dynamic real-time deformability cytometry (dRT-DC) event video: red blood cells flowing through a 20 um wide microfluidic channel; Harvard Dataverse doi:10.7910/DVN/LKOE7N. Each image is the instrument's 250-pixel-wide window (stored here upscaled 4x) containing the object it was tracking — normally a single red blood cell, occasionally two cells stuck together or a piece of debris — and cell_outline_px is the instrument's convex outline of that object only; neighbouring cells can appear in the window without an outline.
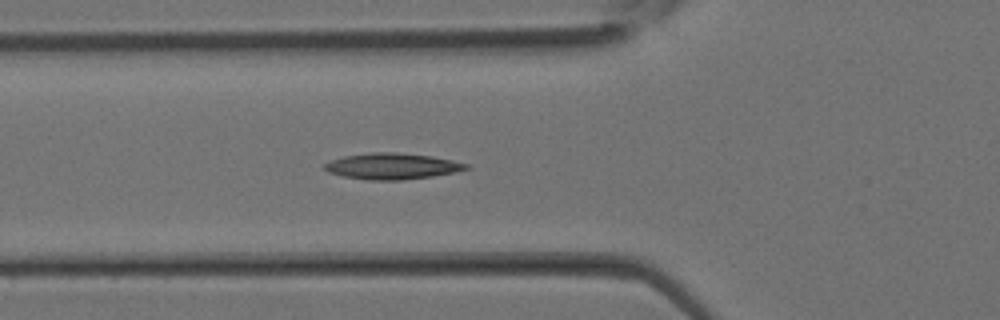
{"species": "Egyptian fruit bat (a non-hibernating species)", "species_latin": "Rousettus aegyptiacus", "temperature_condition": "room temperature", "stored_images_in_passage": 33, "segment_of_instrument_passage": [1, 2], "camera_frame_rate_fps": 3000, "um_per_image_px": 0.085, "animal": {"sex": "female"}, "frame": {"image": 1, "passage_image": 11, "time_ms": 3.333, "image_size_px": [1000, 320], "cell_outline_px": [[472, 168], [432, 176], [400, 180], [368, 180], [344, 176], [328, 172], [324, 168], [324, 164], [332, 160], [344, 156], [372, 152], [396, 152], [432, 156], [452, 160], [468, 164]], "centroid_in_image_um": [33.33, 14.12], "position_along_channel_um": 92.5, "area_um2": 21.39}}
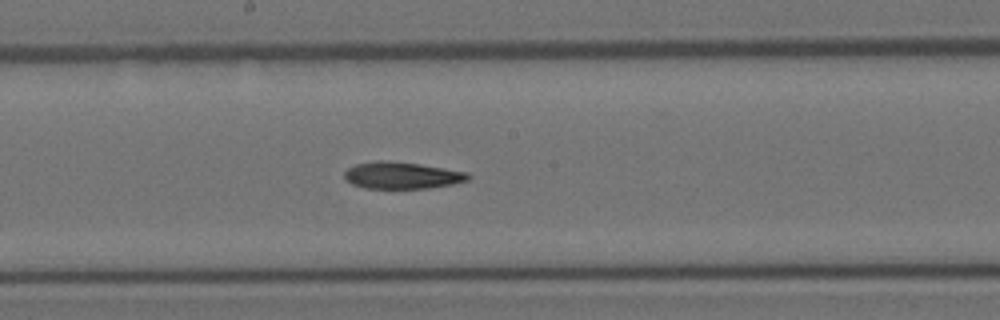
{"frame": {"image": 2, "passage_image": 17, "time_ms": 5.333, "image_size_px": [1000, 320], "cell_outline_px": [[472, 176], [468, 180], [452, 184], [428, 188], [364, 188], [352, 184], [344, 180], [344, 172], [348, 168], [356, 164], [376, 160], [380, 160], [420, 164], [468, 172]], "centroid_in_image_um": [34.15, 14.91], "position_along_channel_um": 214.1, "area_um2": 19.36}}
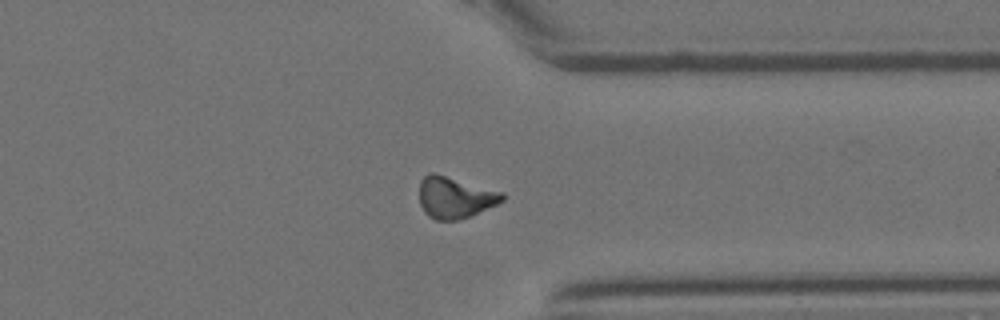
{"frame": {"image": 3, "passage_image": 25, "time_ms": 8.0, "image_size_px": [1000, 320], "cell_outline_px": [[504, 200], [496, 204], [468, 216], [456, 220], [436, 220], [428, 216], [424, 212], [420, 204], [420, 180], [428, 172], [432, 172], [504, 192]], "centroid_in_image_um": [38.64, 16.77], "position_along_channel_um": 372.8, "area_um2": 19.83}}